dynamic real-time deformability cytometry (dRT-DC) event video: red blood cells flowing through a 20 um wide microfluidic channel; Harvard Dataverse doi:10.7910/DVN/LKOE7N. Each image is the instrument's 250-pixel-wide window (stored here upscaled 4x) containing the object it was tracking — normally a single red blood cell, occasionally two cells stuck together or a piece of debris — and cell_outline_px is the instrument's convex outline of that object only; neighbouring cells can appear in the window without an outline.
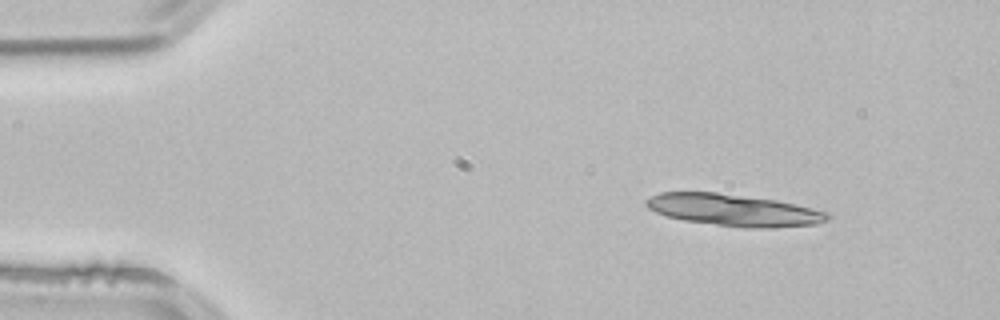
{"species": "common noctule bat (a hibernating species)", "species_latin": "Nyctalus noctula", "temperature_condition": "room temperature", "stored_images_in_passage": 3, "camera_frame_rate_fps": 3000, "um_per_image_px": 0.085, "animal": {"sex": "male", "body_mass_g": 21.5, "forearm_length_mm": 52.0}, "frame": {"image": 1, "passage_image": 1, "time_ms": 0.0, "image_size_px": [1000, 320], "cell_outline_px": [[832, 216], [828, 220], [816, 224], [776, 228], [744, 228], [684, 220], [668, 216], [656, 212], [648, 208], [644, 204], [644, 200], [660, 192], [716, 192], [776, 200], [796, 204], [828, 212]], "centroid_in_image_um": [62.39, 17.86], "position_along_channel_um": 22.6, "area_um2": 33.76}}
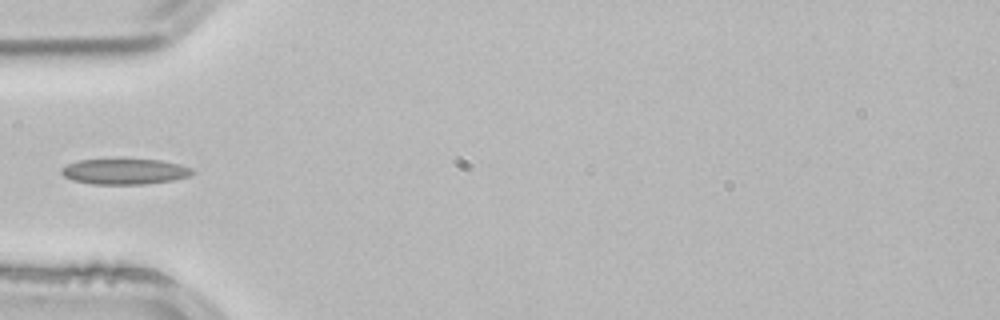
{"frame": {"image": 2, "passage_image": 3, "time_ms": 0.667, "image_size_px": [1000, 320], "cell_outline_px": [[196, 172], [192, 176], [172, 180], [144, 184], [92, 184], [72, 180], [64, 176], [60, 172], [60, 168], [68, 164], [80, 160], [120, 156], [160, 160], [180, 164], [192, 168]], "centroid_in_image_um": [10.61, 14.53], "position_along_channel_um": 74.4, "area_um2": 20.63}}